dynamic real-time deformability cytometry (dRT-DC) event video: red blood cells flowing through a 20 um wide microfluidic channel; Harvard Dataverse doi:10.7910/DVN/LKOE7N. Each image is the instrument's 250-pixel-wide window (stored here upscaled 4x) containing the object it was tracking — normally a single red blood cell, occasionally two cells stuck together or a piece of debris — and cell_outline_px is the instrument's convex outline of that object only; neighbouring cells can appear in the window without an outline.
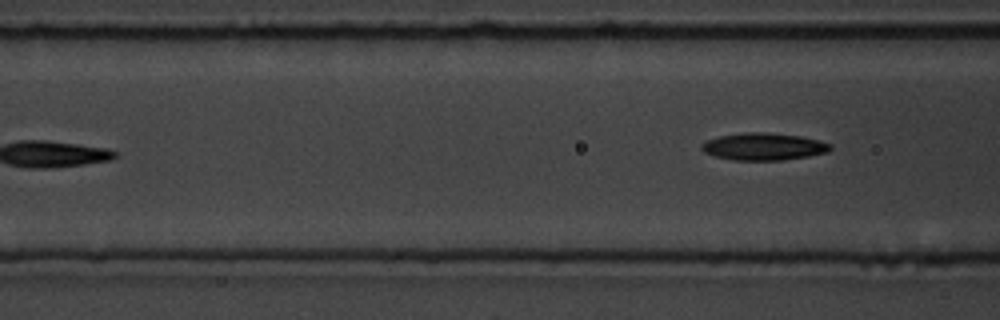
{"species": "common noctule bat (a hibernating species)", "species_latin": "Nyctalus noctula", "temperature_condition": "room temperature", "stored_images_in_passage": 8, "camera_frame_rate_fps": 3000, "um_per_image_px": 0.085, "animal": {"sex": "male", "body_mass_g": 19.5, "forearm_length_mm": 54.6}, "frame": {"image": 1, "passage_image": 8, "time_ms": 8.0, "image_size_px": [1000, 320], "cell_outline_px": [[832, 148], [828, 152], [808, 156], [784, 160], [732, 160], [716, 156], [704, 152], [700, 148], [700, 144], [704, 140], [720, 136], [744, 132], [764, 132], [800, 136], [820, 140], [832, 144]], "centroid_in_image_um": [64.9, 12.45], "position_along_channel_um": 101.7, "area_um2": 20.58}}